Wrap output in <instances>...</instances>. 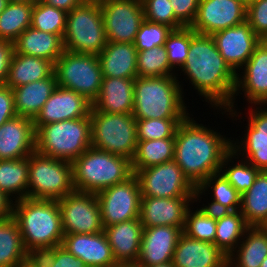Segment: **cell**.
I'll list each match as a JSON object with an SVG mask.
<instances>
[{"label":"cell","instance_id":"cell-1","mask_svg":"<svg viewBox=\"0 0 267 267\" xmlns=\"http://www.w3.org/2000/svg\"><path fill=\"white\" fill-rule=\"evenodd\" d=\"M180 69L212 107L224 110L231 104L238 72L223 59L211 35L196 32L192 36L186 62Z\"/></svg>","mask_w":267,"mask_h":267},{"label":"cell","instance_id":"cell-2","mask_svg":"<svg viewBox=\"0 0 267 267\" xmlns=\"http://www.w3.org/2000/svg\"><path fill=\"white\" fill-rule=\"evenodd\" d=\"M231 151L232 140L196 123L190 114L177 128L174 161L196 188L220 172L222 161Z\"/></svg>","mask_w":267,"mask_h":267},{"label":"cell","instance_id":"cell-3","mask_svg":"<svg viewBox=\"0 0 267 267\" xmlns=\"http://www.w3.org/2000/svg\"><path fill=\"white\" fill-rule=\"evenodd\" d=\"M14 203L13 218L26 251L62 244V215L57 200L24 198Z\"/></svg>","mask_w":267,"mask_h":267},{"label":"cell","instance_id":"cell-4","mask_svg":"<svg viewBox=\"0 0 267 267\" xmlns=\"http://www.w3.org/2000/svg\"><path fill=\"white\" fill-rule=\"evenodd\" d=\"M178 75L136 77L134 82L135 119L186 118L182 84Z\"/></svg>","mask_w":267,"mask_h":267},{"label":"cell","instance_id":"cell-5","mask_svg":"<svg viewBox=\"0 0 267 267\" xmlns=\"http://www.w3.org/2000/svg\"><path fill=\"white\" fill-rule=\"evenodd\" d=\"M73 165V185L76 191L98 193L121 183L134 173L132 162L109 152L89 147Z\"/></svg>","mask_w":267,"mask_h":267},{"label":"cell","instance_id":"cell-6","mask_svg":"<svg viewBox=\"0 0 267 267\" xmlns=\"http://www.w3.org/2000/svg\"><path fill=\"white\" fill-rule=\"evenodd\" d=\"M90 133V115L45 124L36 131V151L72 163L91 147Z\"/></svg>","mask_w":267,"mask_h":267},{"label":"cell","instance_id":"cell-7","mask_svg":"<svg viewBox=\"0 0 267 267\" xmlns=\"http://www.w3.org/2000/svg\"><path fill=\"white\" fill-rule=\"evenodd\" d=\"M106 44L104 19L98 0H86L67 13L63 36L65 50L98 55Z\"/></svg>","mask_w":267,"mask_h":267},{"label":"cell","instance_id":"cell-8","mask_svg":"<svg viewBox=\"0 0 267 267\" xmlns=\"http://www.w3.org/2000/svg\"><path fill=\"white\" fill-rule=\"evenodd\" d=\"M90 117L91 146L132 162L138 143L132 113L97 112L91 108Z\"/></svg>","mask_w":267,"mask_h":267},{"label":"cell","instance_id":"cell-9","mask_svg":"<svg viewBox=\"0 0 267 267\" xmlns=\"http://www.w3.org/2000/svg\"><path fill=\"white\" fill-rule=\"evenodd\" d=\"M74 191L71 162L45 156L36 150L29 156L27 198L59 200Z\"/></svg>","mask_w":267,"mask_h":267},{"label":"cell","instance_id":"cell-10","mask_svg":"<svg viewBox=\"0 0 267 267\" xmlns=\"http://www.w3.org/2000/svg\"><path fill=\"white\" fill-rule=\"evenodd\" d=\"M57 85L77 92L93 103L102 84V71L95 54L64 50L54 64Z\"/></svg>","mask_w":267,"mask_h":267},{"label":"cell","instance_id":"cell-11","mask_svg":"<svg viewBox=\"0 0 267 267\" xmlns=\"http://www.w3.org/2000/svg\"><path fill=\"white\" fill-rule=\"evenodd\" d=\"M135 175L142 197H197V188L174 160L140 169Z\"/></svg>","mask_w":267,"mask_h":267},{"label":"cell","instance_id":"cell-12","mask_svg":"<svg viewBox=\"0 0 267 267\" xmlns=\"http://www.w3.org/2000/svg\"><path fill=\"white\" fill-rule=\"evenodd\" d=\"M103 227L140 217L141 191L133 174L126 181L96 193Z\"/></svg>","mask_w":267,"mask_h":267},{"label":"cell","instance_id":"cell-13","mask_svg":"<svg viewBox=\"0 0 267 267\" xmlns=\"http://www.w3.org/2000/svg\"><path fill=\"white\" fill-rule=\"evenodd\" d=\"M57 201L64 235L103 231L100 204L95 193L75 190Z\"/></svg>","mask_w":267,"mask_h":267},{"label":"cell","instance_id":"cell-14","mask_svg":"<svg viewBox=\"0 0 267 267\" xmlns=\"http://www.w3.org/2000/svg\"><path fill=\"white\" fill-rule=\"evenodd\" d=\"M107 42L134 43L143 22L142 2L137 0H99Z\"/></svg>","mask_w":267,"mask_h":267},{"label":"cell","instance_id":"cell-15","mask_svg":"<svg viewBox=\"0 0 267 267\" xmlns=\"http://www.w3.org/2000/svg\"><path fill=\"white\" fill-rule=\"evenodd\" d=\"M241 73L243 76L237 73L234 98L222 114L227 111L231 117L239 116L236 115L238 113L234 103L235 97L239 95L241 90L244 91L245 98L251 105H264L267 102V49L260 43L242 67Z\"/></svg>","mask_w":267,"mask_h":267},{"label":"cell","instance_id":"cell-16","mask_svg":"<svg viewBox=\"0 0 267 267\" xmlns=\"http://www.w3.org/2000/svg\"><path fill=\"white\" fill-rule=\"evenodd\" d=\"M246 12L247 5L242 0H199L191 28L200 34L213 35L244 22Z\"/></svg>","mask_w":267,"mask_h":267},{"label":"cell","instance_id":"cell-17","mask_svg":"<svg viewBox=\"0 0 267 267\" xmlns=\"http://www.w3.org/2000/svg\"><path fill=\"white\" fill-rule=\"evenodd\" d=\"M211 36L219 53L235 72H240V68L242 69L260 43V38L247 20Z\"/></svg>","mask_w":267,"mask_h":267},{"label":"cell","instance_id":"cell-18","mask_svg":"<svg viewBox=\"0 0 267 267\" xmlns=\"http://www.w3.org/2000/svg\"><path fill=\"white\" fill-rule=\"evenodd\" d=\"M92 103L77 92L56 86L40 113L33 120L35 130L42 125L90 115Z\"/></svg>","mask_w":267,"mask_h":267},{"label":"cell","instance_id":"cell-19","mask_svg":"<svg viewBox=\"0 0 267 267\" xmlns=\"http://www.w3.org/2000/svg\"><path fill=\"white\" fill-rule=\"evenodd\" d=\"M197 197L157 198L141 197L140 221L143 227H184L190 204ZM190 203V204H189Z\"/></svg>","mask_w":267,"mask_h":267},{"label":"cell","instance_id":"cell-20","mask_svg":"<svg viewBox=\"0 0 267 267\" xmlns=\"http://www.w3.org/2000/svg\"><path fill=\"white\" fill-rule=\"evenodd\" d=\"M184 227H144L136 264L147 267L172 262L175 247Z\"/></svg>","mask_w":267,"mask_h":267},{"label":"cell","instance_id":"cell-21","mask_svg":"<svg viewBox=\"0 0 267 267\" xmlns=\"http://www.w3.org/2000/svg\"><path fill=\"white\" fill-rule=\"evenodd\" d=\"M61 246L87 267H117L104 231L92 234H65Z\"/></svg>","mask_w":267,"mask_h":267},{"label":"cell","instance_id":"cell-22","mask_svg":"<svg viewBox=\"0 0 267 267\" xmlns=\"http://www.w3.org/2000/svg\"><path fill=\"white\" fill-rule=\"evenodd\" d=\"M36 150L33 120L15 116L0 126V160L22 159Z\"/></svg>","mask_w":267,"mask_h":267},{"label":"cell","instance_id":"cell-23","mask_svg":"<svg viewBox=\"0 0 267 267\" xmlns=\"http://www.w3.org/2000/svg\"><path fill=\"white\" fill-rule=\"evenodd\" d=\"M174 267H228L226 256L215 244L182 233L173 254Z\"/></svg>","mask_w":267,"mask_h":267},{"label":"cell","instance_id":"cell-24","mask_svg":"<svg viewBox=\"0 0 267 267\" xmlns=\"http://www.w3.org/2000/svg\"><path fill=\"white\" fill-rule=\"evenodd\" d=\"M144 227L140 218L104 227L103 231L111 246L117 264H136Z\"/></svg>","mask_w":267,"mask_h":267},{"label":"cell","instance_id":"cell-25","mask_svg":"<svg viewBox=\"0 0 267 267\" xmlns=\"http://www.w3.org/2000/svg\"><path fill=\"white\" fill-rule=\"evenodd\" d=\"M135 79L103 77L99 94L92 103L97 112L132 113Z\"/></svg>","mask_w":267,"mask_h":267},{"label":"cell","instance_id":"cell-26","mask_svg":"<svg viewBox=\"0 0 267 267\" xmlns=\"http://www.w3.org/2000/svg\"><path fill=\"white\" fill-rule=\"evenodd\" d=\"M137 54L134 43L107 42L97 55L102 76L135 79L138 77Z\"/></svg>","mask_w":267,"mask_h":267},{"label":"cell","instance_id":"cell-27","mask_svg":"<svg viewBox=\"0 0 267 267\" xmlns=\"http://www.w3.org/2000/svg\"><path fill=\"white\" fill-rule=\"evenodd\" d=\"M14 50V53L44 58L55 64L65 49L59 35L30 26L14 41Z\"/></svg>","mask_w":267,"mask_h":267},{"label":"cell","instance_id":"cell-28","mask_svg":"<svg viewBox=\"0 0 267 267\" xmlns=\"http://www.w3.org/2000/svg\"><path fill=\"white\" fill-rule=\"evenodd\" d=\"M57 86L53 73L49 78L12 88L18 116L34 120Z\"/></svg>","mask_w":267,"mask_h":267},{"label":"cell","instance_id":"cell-29","mask_svg":"<svg viewBox=\"0 0 267 267\" xmlns=\"http://www.w3.org/2000/svg\"><path fill=\"white\" fill-rule=\"evenodd\" d=\"M54 64L44 58L14 53L5 85L15 88L49 78Z\"/></svg>","mask_w":267,"mask_h":267},{"label":"cell","instance_id":"cell-30","mask_svg":"<svg viewBox=\"0 0 267 267\" xmlns=\"http://www.w3.org/2000/svg\"><path fill=\"white\" fill-rule=\"evenodd\" d=\"M266 257L267 232L262 227H249L228 256V267H260Z\"/></svg>","mask_w":267,"mask_h":267},{"label":"cell","instance_id":"cell-31","mask_svg":"<svg viewBox=\"0 0 267 267\" xmlns=\"http://www.w3.org/2000/svg\"><path fill=\"white\" fill-rule=\"evenodd\" d=\"M211 186V187H210ZM212 188V202L204 208L212 212L236 211L241 206V194L228 182L221 172L212 174L197 187V200Z\"/></svg>","mask_w":267,"mask_h":267},{"label":"cell","instance_id":"cell-32","mask_svg":"<svg viewBox=\"0 0 267 267\" xmlns=\"http://www.w3.org/2000/svg\"><path fill=\"white\" fill-rule=\"evenodd\" d=\"M239 211L249 227H262L267 221V171H260L253 185L241 195Z\"/></svg>","mask_w":267,"mask_h":267},{"label":"cell","instance_id":"cell-33","mask_svg":"<svg viewBox=\"0 0 267 267\" xmlns=\"http://www.w3.org/2000/svg\"><path fill=\"white\" fill-rule=\"evenodd\" d=\"M248 228L239 210L217 212L214 244L229 256L239 245Z\"/></svg>","mask_w":267,"mask_h":267},{"label":"cell","instance_id":"cell-34","mask_svg":"<svg viewBox=\"0 0 267 267\" xmlns=\"http://www.w3.org/2000/svg\"><path fill=\"white\" fill-rule=\"evenodd\" d=\"M26 261L17 221L13 217L0 221V267H21Z\"/></svg>","mask_w":267,"mask_h":267},{"label":"cell","instance_id":"cell-35","mask_svg":"<svg viewBox=\"0 0 267 267\" xmlns=\"http://www.w3.org/2000/svg\"><path fill=\"white\" fill-rule=\"evenodd\" d=\"M29 156L22 159L0 160V190L12 200L27 198ZM15 198V199H13Z\"/></svg>","mask_w":267,"mask_h":267},{"label":"cell","instance_id":"cell-36","mask_svg":"<svg viewBox=\"0 0 267 267\" xmlns=\"http://www.w3.org/2000/svg\"><path fill=\"white\" fill-rule=\"evenodd\" d=\"M175 138L138 140L132 169L135 174L140 169L174 160Z\"/></svg>","mask_w":267,"mask_h":267},{"label":"cell","instance_id":"cell-37","mask_svg":"<svg viewBox=\"0 0 267 267\" xmlns=\"http://www.w3.org/2000/svg\"><path fill=\"white\" fill-rule=\"evenodd\" d=\"M32 2H8L0 13V39L14 42L31 26Z\"/></svg>","mask_w":267,"mask_h":267},{"label":"cell","instance_id":"cell-38","mask_svg":"<svg viewBox=\"0 0 267 267\" xmlns=\"http://www.w3.org/2000/svg\"><path fill=\"white\" fill-rule=\"evenodd\" d=\"M244 139L232 140V151L237 155L246 156L244 160L260 171H267V137L255 136V129L248 123ZM239 154V155H238Z\"/></svg>","mask_w":267,"mask_h":267},{"label":"cell","instance_id":"cell-39","mask_svg":"<svg viewBox=\"0 0 267 267\" xmlns=\"http://www.w3.org/2000/svg\"><path fill=\"white\" fill-rule=\"evenodd\" d=\"M183 233L188 237L214 244L216 233V212L200 207L192 212L189 208L186 213Z\"/></svg>","mask_w":267,"mask_h":267},{"label":"cell","instance_id":"cell-40","mask_svg":"<svg viewBox=\"0 0 267 267\" xmlns=\"http://www.w3.org/2000/svg\"><path fill=\"white\" fill-rule=\"evenodd\" d=\"M175 69L169 64L164 46H155L149 50L138 51L137 76L157 77L175 75Z\"/></svg>","mask_w":267,"mask_h":267},{"label":"cell","instance_id":"cell-41","mask_svg":"<svg viewBox=\"0 0 267 267\" xmlns=\"http://www.w3.org/2000/svg\"><path fill=\"white\" fill-rule=\"evenodd\" d=\"M237 155L231 151L222 161L220 172L228 180V182L242 195L244 194L254 183L258 173L260 172L255 166L250 164L248 161L243 160L239 161L238 164L227 167L232 159H239ZM230 162V163H229ZM224 168V169H223ZM226 168V169H225Z\"/></svg>","mask_w":267,"mask_h":267},{"label":"cell","instance_id":"cell-42","mask_svg":"<svg viewBox=\"0 0 267 267\" xmlns=\"http://www.w3.org/2000/svg\"><path fill=\"white\" fill-rule=\"evenodd\" d=\"M67 12L44 2H36L32 8L31 27L59 35L62 39L66 26Z\"/></svg>","mask_w":267,"mask_h":267},{"label":"cell","instance_id":"cell-43","mask_svg":"<svg viewBox=\"0 0 267 267\" xmlns=\"http://www.w3.org/2000/svg\"><path fill=\"white\" fill-rule=\"evenodd\" d=\"M184 119H136L137 140L175 138L177 128Z\"/></svg>","mask_w":267,"mask_h":267},{"label":"cell","instance_id":"cell-44","mask_svg":"<svg viewBox=\"0 0 267 267\" xmlns=\"http://www.w3.org/2000/svg\"><path fill=\"white\" fill-rule=\"evenodd\" d=\"M196 33L191 27L172 29L164 43L170 66L174 69L181 68L186 62L190 41ZM178 66V67H176Z\"/></svg>","mask_w":267,"mask_h":267},{"label":"cell","instance_id":"cell-45","mask_svg":"<svg viewBox=\"0 0 267 267\" xmlns=\"http://www.w3.org/2000/svg\"><path fill=\"white\" fill-rule=\"evenodd\" d=\"M171 31L172 28L168 25L144 19L136 34L134 45L137 51L149 50L155 46H164Z\"/></svg>","mask_w":267,"mask_h":267},{"label":"cell","instance_id":"cell-46","mask_svg":"<svg viewBox=\"0 0 267 267\" xmlns=\"http://www.w3.org/2000/svg\"><path fill=\"white\" fill-rule=\"evenodd\" d=\"M142 6L146 20L168 25L172 29L183 27L175 19L170 0H143Z\"/></svg>","mask_w":267,"mask_h":267},{"label":"cell","instance_id":"cell-47","mask_svg":"<svg viewBox=\"0 0 267 267\" xmlns=\"http://www.w3.org/2000/svg\"><path fill=\"white\" fill-rule=\"evenodd\" d=\"M246 20L261 38L267 33V0H256L247 5Z\"/></svg>","mask_w":267,"mask_h":267},{"label":"cell","instance_id":"cell-48","mask_svg":"<svg viewBox=\"0 0 267 267\" xmlns=\"http://www.w3.org/2000/svg\"><path fill=\"white\" fill-rule=\"evenodd\" d=\"M175 19L183 27H191L196 19L199 0H170Z\"/></svg>","mask_w":267,"mask_h":267},{"label":"cell","instance_id":"cell-49","mask_svg":"<svg viewBox=\"0 0 267 267\" xmlns=\"http://www.w3.org/2000/svg\"><path fill=\"white\" fill-rule=\"evenodd\" d=\"M61 245L38 247L27 251L26 263L30 267H53L56 260V250Z\"/></svg>","mask_w":267,"mask_h":267},{"label":"cell","instance_id":"cell-50","mask_svg":"<svg viewBox=\"0 0 267 267\" xmlns=\"http://www.w3.org/2000/svg\"><path fill=\"white\" fill-rule=\"evenodd\" d=\"M17 116L13 90L5 84L0 85V126Z\"/></svg>","mask_w":267,"mask_h":267},{"label":"cell","instance_id":"cell-51","mask_svg":"<svg viewBox=\"0 0 267 267\" xmlns=\"http://www.w3.org/2000/svg\"><path fill=\"white\" fill-rule=\"evenodd\" d=\"M14 52V42L0 39V85L6 82Z\"/></svg>","mask_w":267,"mask_h":267},{"label":"cell","instance_id":"cell-52","mask_svg":"<svg viewBox=\"0 0 267 267\" xmlns=\"http://www.w3.org/2000/svg\"><path fill=\"white\" fill-rule=\"evenodd\" d=\"M254 109L251 108L249 112L248 123L255 129V136L267 137V108H263V105L257 107L254 105Z\"/></svg>","mask_w":267,"mask_h":267},{"label":"cell","instance_id":"cell-53","mask_svg":"<svg viewBox=\"0 0 267 267\" xmlns=\"http://www.w3.org/2000/svg\"><path fill=\"white\" fill-rule=\"evenodd\" d=\"M53 267H87L80 259L69 253L63 246L56 250Z\"/></svg>","mask_w":267,"mask_h":267},{"label":"cell","instance_id":"cell-54","mask_svg":"<svg viewBox=\"0 0 267 267\" xmlns=\"http://www.w3.org/2000/svg\"><path fill=\"white\" fill-rule=\"evenodd\" d=\"M0 190V221L13 217L14 201Z\"/></svg>","mask_w":267,"mask_h":267},{"label":"cell","instance_id":"cell-55","mask_svg":"<svg viewBox=\"0 0 267 267\" xmlns=\"http://www.w3.org/2000/svg\"><path fill=\"white\" fill-rule=\"evenodd\" d=\"M86 0H44L43 2L49 6L64 10L67 13Z\"/></svg>","mask_w":267,"mask_h":267},{"label":"cell","instance_id":"cell-56","mask_svg":"<svg viewBox=\"0 0 267 267\" xmlns=\"http://www.w3.org/2000/svg\"><path fill=\"white\" fill-rule=\"evenodd\" d=\"M260 44L267 49V33L260 38Z\"/></svg>","mask_w":267,"mask_h":267},{"label":"cell","instance_id":"cell-57","mask_svg":"<svg viewBox=\"0 0 267 267\" xmlns=\"http://www.w3.org/2000/svg\"><path fill=\"white\" fill-rule=\"evenodd\" d=\"M147 267H174V265L172 264V262H168L165 264H157V265H151V266H147Z\"/></svg>","mask_w":267,"mask_h":267},{"label":"cell","instance_id":"cell-58","mask_svg":"<svg viewBox=\"0 0 267 267\" xmlns=\"http://www.w3.org/2000/svg\"><path fill=\"white\" fill-rule=\"evenodd\" d=\"M8 0H0V13L6 8Z\"/></svg>","mask_w":267,"mask_h":267},{"label":"cell","instance_id":"cell-59","mask_svg":"<svg viewBox=\"0 0 267 267\" xmlns=\"http://www.w3.org/2000/svg\"><path fill=\"white\" fill-rule=\"evenodd\" d=\"M118 267H140L137 264H119Z\"/></svg>","mask_w":267,"mask_h":267},{"label":"cell","instance_id":"cell-60","mask_svg":"<svg viewBox=\"0 0 267 267\" xmlns=\"http://www.w3.org/2000/svg\"><path fill=\"white\" fill-rule=\"evenodd\" d=\"M9 2H31V0H8Z\"/></svg>","mask_w":267,"mask_h":267},{"label":"cell","instance_id":"cell-61","mask_svg":"<svg viewBox=\"0 0 267 267\" xmlns=\"http://www.w3.org/2000/svg\"><path fill=\"white\" fill-rule=\"evenodd\" d=\"M260 267H267V257L263 260Z\"/></svg>","mask_w":267,"mask_h":267},{"label":"cell","instance_id":"cell-62","mask_svg":"<svg viewBox=\"0 0 267 267\" xmlns=\"http://www.w3.org/2000/svg\"><path fill=\"white\" fill-rule=\"evenodd\" d=\"M246 5L250 4L251 2L253 1H256V0H242Z\"/></svg>","mask_w":267,"mask_h":267},{"label":"cell","instance_id":"cell-63","mask_svg":"<svg viewBox=\"0 0 267 267\" xmlns=\"http://www.w3.org/2000/svg\"><path fill=\"white\" fill-rule=\"evenodd\" d=\"M262 228L267 232V221L262 225Z\"/></svg>","mask_w":267,"mask_h":267},{"label":"cell","instance_id":"cell-64","mask_svg":"<svg viewBox=\"0 0 267 267\" xmlns=\"http://www.w3.org/2000/svg\"><path fill=\"white\" fill-rule=\"evenodd\" d=\"M44 0H31L32 3L43 2Z\"/></svg>","mask_w":267,"mask_h":267},{"label":"cell","instance_id":"cell-65","mask_svg":"<svg viewBox=\"0 0 267 267\" xmlns=\"http://www.w3.org/2000/svg\"><path fill=\"white\" fill-rule=\"evenodd\" d=\"M21 267H30L27 263H24Z\"/></svg>","mask_w":267,"mask_h":267}]
</instances>
